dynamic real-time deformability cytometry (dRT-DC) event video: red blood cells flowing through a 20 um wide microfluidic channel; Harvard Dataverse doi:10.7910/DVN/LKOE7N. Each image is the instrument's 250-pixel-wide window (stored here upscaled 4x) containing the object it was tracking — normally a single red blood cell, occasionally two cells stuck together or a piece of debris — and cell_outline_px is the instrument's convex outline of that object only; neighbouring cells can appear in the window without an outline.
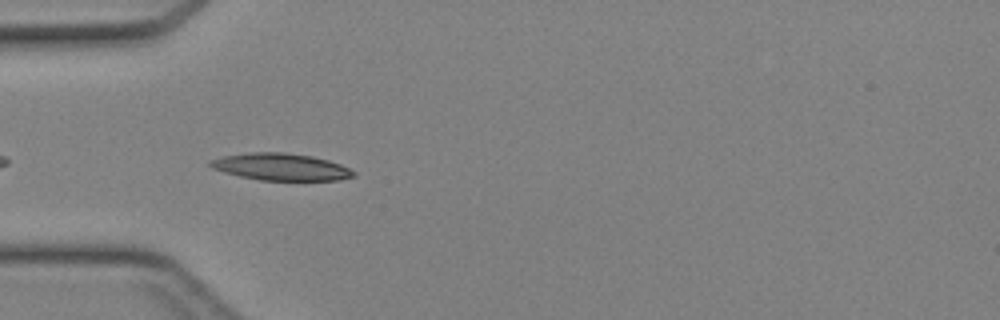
{"species": "Egyptian fruit bat (a non-hibernating species)", "species_latin": "Rousettus aegyptiacus", "temperature_condition": "cold", "stored_images_in_passage": 8, "camera_frame_rate_fps": 3000, "um_per_image_px": 0.085, "animal": {"sex": "female"}, "frame": {"image": 1, "passage_image": 2, "time_ms": 0.333, "image_size_px": [1000, 320], "cell_outline_px": [[356, 176], [340, 180], [260, 180], [240, 176], [224, 172], [212, 168], [208, 164], [208, 160], [224, 156], [248, 152], [284, 152], [312, 156], [328, 160], [340, 164], [356, 172]], "centroid_in_image_um": [23.87, 14.18], "position_along_channel_um": 61.1, "area_um2": 22.6}}
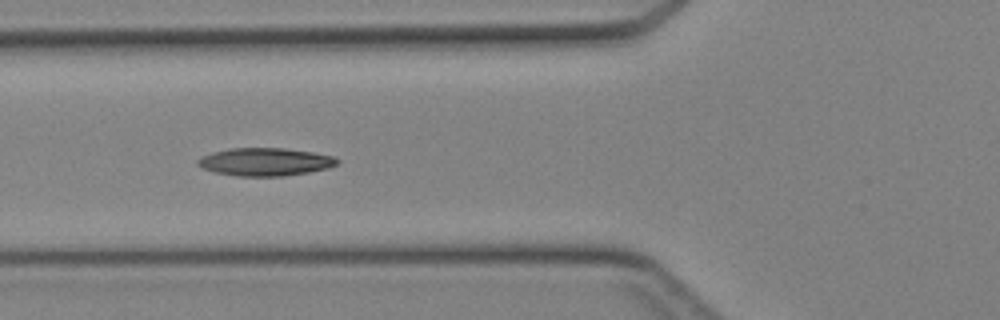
{"frame": {"image": 2, "passage_image": 5, "time_ms": 1.333, "image_size_px": [1000, 320], "cell_outline_px": [[340, 160], [336, 164], [328, 168], [308, 172], [284, 176], [236, 176], [216, 172], [204, 168], [196, 164], [196, 160], [200, 156], [212, 152], [228, 148], [284, 148], [312, 152], [332, 156]], "centroid_in_image_um": [22.5, 13.75], "position_along_channel_um": 103.3, "area_um2": 22.66}}